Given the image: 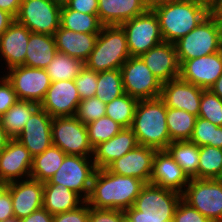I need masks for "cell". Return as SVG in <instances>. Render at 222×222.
<instances>
[{
  "label": "cell",
  "mask_w": 222,
  "mask_h": 222,
  "mask_svg": "<svg viewBox=\"0 0 222 222\" xmlns=\"http://www.w3.org/2000/svg\"><path fill=\"white\" fill-rule=\"evenodd\" d=\"M106 103L98 97L81 100L75 116L85 125L106 116Z\"/></svg>",
  "instance_id": "obj_41"
},
{
  "label": "cell",
  "mask_w": 222,
  "mask_h": 222,
  "mask_svg": "<svg viewBox=\"0 0 222 222\" xmlns=\"http://www.w3.org/2000/svg\"><path fill=\"white\" fill-rule=\"evenodd\" d=\"M211 15H222V0H219L212 8H210Z\"/></svg>",
  "instance_id": "obj_55"
},
{
  "label": "cell",
  "mask_w": 222,
  "mask_h": 222,
  "mask_svg": "<svg viewBox=\"0 0 222 222\" xmlns=\"http://www.w3.org/2000/svg\"><path fill=\"white\" fill-rule=\"evenodd\" d=\"M181 199L177 191L148 183L124 213L130 222H172Z\"/></svg>",
  "instance_id": "obj_4"
},
{
  "label": "cell",
  "mask_w": 222,
  "mask_h": 222,
  "mask_svg": "<svg viewBox=\"0 0 222 222\" xmlns=\"http://www.w3.org/2000/svg\"><path fill=\"white\" fill-rule=\"evenodd\" d=\"M130 128L139 145L166 150L172 142L166 124V106L160 97L138 101Z\"/></svg>",
  "instance_id": "obj_3"
},
{
  "label": "cell",
  "mask_w": 222,
  "mask_h": 222,
  "mask_svg": "<svg viewBox=\"0 0 222 222\" xmlns=\"http://www.w3.org/2000/svg\"><path fill=\"white\" fill-rule=\"evenodd\" d=\"M130 57L123 28L120 25L103 26L84 64L99 73L120 69Z\"/></svg>",
  "instance_id": "obj_5"
},
{
  "label": "cell",
  "mask_w": 222,
  "mask_h": 222,
  "mask_svg": "<svg viewBox=\"0 0 222 222\" xmlns=\"http://www.w3.org/2000/svg\"><path fill=\"white\" fill-rule=\"evenodd\" d=\"M11 138L8 136V134L5 132L1 121H0V152L5 148L7 143L9 142Z\"/></svg>",
  "instance_id": "obj_53"
},
{
  "label": "cell",
  "mask_w": 222,
  "mask_h": 222,
  "mask_svg": "<svg viewBox=\"0 0 222 222\" xmlns=\"http://www.w3.org/2000/svg\"><path fill=\"white\" fill-rule=\"evenodd\" d=\"M165 42L175 43L210 14V9L195 0H174L153 9Z\"/></svg>",
  "instance_id": "obj_2"
},
{
  "label": "cell",
  "mask_w": 222,
  "mask_h": 222,
  "mask_svg": "<svg viewBox=\"0 0 222 222\" xmlns=\"http://www.w3.org/2000/svg\"><path fill=\"white\" fill-rule=\"evenodd\" d=\"M89 204L85 201L77 209L58 213L53 216V222H88Z\"/></svg>",
  "instance_id": "obj_46"
},
{
  "label": "cell",
  "mask_w": 222,
  "mask_h": 222,
  "mask_svg": "<svg viewBox=\"0 0 222 222\" xmlns=\"http://www.w3.org/2000/svg\"><path fill=\"white\" fill-rule=\"evenodd\" d=\"M172 222H211L203 216L198 210L191 207L183 199L180 200L173 217Z\"/></svg>",
  "instance_id": "obj_43"
},
{
  "label": "cell",
  "mask_w": 222,
  "mask_h": 222,
  "mask_svg": "<svg viewBox=\"0 0 222 222\" xmlns=\"http://www.w3.org/2000/svg\"><path fill=\"white\" fill-rule=\"evenodd\" d=\"M81 98L74 80L51 83L40 107L51 117L75 116Z\"/></svg>",
  "instance_id": "obj_16"
},
{
  "label": "cell",
  "mask_w": 222,
  "mask_h": 222,
  "mask_svg": "<svg viewBox=\"0 0 222 222\" xmlns=\"http://www.w3.org/2000/svg\"><path fill=\"white\" fill-rule=\"evenodd\" d=\"M173 159L180 165L187 176L198 179L199 146L191 142L173 141L167 149Z\"/></svg>",
  "instance_id": "obj_31"
},
{
  "label": "cell",
  "mask_w": 222,
  "mask_h": 222,
  "mask_svg": "<svg viewBox=\"0 0 222 222\" xmlns=\"http://www.w3.org/2000/svg\"><path fill=\"white\" fill-rule=\"evenodd\" d=\"M2 222H21V221H20V219H18L16 217H13V218L7 219V220L2 221Z\"/></svg>",
  "instance_id": "obj_60"
},
{
  "label": "cell",
  "mask_w": 222,
  "mask_h": 222,
  "mask_svg": "<svg viewBox=\"0 0 222 222\" xmlns=\"http://www.w3.org/2000/svg\"><path fill=\"white\" fill-rule=\"evenodd\" d=\"M120 26L125 32L130 56H140L164 41L153 9H147Z\"/></svg>",
  "instance_id": "obj_10"
},
{
  "label": "cell",
  "mask_w": 222,
  "mask_h": 222,
  "mask_svg": "<svg viewBox=\"0 0 222 222\" xmlns=\"http://www.w3.org/2000/svg\"><path fill=\"white\" fill-rule=\"evenodd\" d=\"M15 21V18L8 12L0 9V36Z\"/></svg>",
  "instance_id": "obj_51"
},
{
  "label": "cell",
  "mask_w": 222,
  "mask_h": 222,
  "mask_svg": "<svg viewBox=\"0 0 222 222\" xmlns=\"http://www.w3.org/2000/svg\"><path fill=\"white\" fill-rule=\"evenodd\" d=\"M96 88L95 97L100 98L106 104L124 94L120 69L97 73Z\"/></svg>",
  "instance_id": "obj_37"
},
{
  "label": "cell",
  "mask_w": 222,
  "mask_h": 222,
  "mask_svg": "<svg viewBox=\"0 0 222 222\" xmlns=\"http://www.w3.org/2000/svg\"><path fill=\"white\" fill-rule=\"evenodd\" d=\"M14 217L25 218L43 208V182L28 178L9 183Z\"/></svg>",
  "instance_id": "obj_21"
},
{
  "label": "cell",
  "mask_w": 222,
  "mask_h": 222,
  "mask_svg": "<svg viewBox=\"0 0 222 222\" xmlns=\"http://www.w3.org/2000/svg\"><path fill=\"white\" fill-rule=\"evenodd\" d=\"M84 202L76 192L62 184H43V208L52 215L75 210Z\"/></svg>",
  "instance_id": "obj_27"
},
{
  "label": "cell",
  "mask_w": 222,
  "mask_h": 222,
  "mask_svg": "<svg viewBox=\"0 0 222 222\" xmlns=\"http://www.w3.org/2000/svg\"><path fill=\"white\" fill-rule=\"evenodd\" d=\"M84 66L85 64L82 60L57 52L45 70L51 81L55 82L74 80Z\"/></svg>",
  "instance_id": "obj_34"
},
{
  "label": "cell",
  "mask_w": 222,
  "mask_h": 222,
  "mask_svg": "<svg viewBox=\"0 0 222 222\" xmlns=\"http://www.w3.org/2000/svg\"><path fill=\"white\" fill-rule=\"evenodd\" d=\"M218 53H219V55L221 57V60H222V39H221L220 44H219Z\"/></svg>",
  "instance_id": "obj_61"
},
{
  "label": "cell",
  "mask_w": 222,
  "mask_h": 222,
  "mask_svg": "<svg viewBox=\"0 0 222 222\" xmlns=\"http://www.w3.org/2000/svg\"><path fill=\"white\" fill-rule=\"evenodd\" d=\"M52 117L39 107L28 119L23 130L16 138L34 157L43 153L53 145L52 143Z\"/></svg>",
  "instance_id": "obj_17"
},
{
  "label": "cell",
  "mask_w": 222,
  "mask_h": 222,
  "mask_svg": "<svg viewBox=\"0 0 222 222\" xmlns=\"http://www.w3.org/2000/svg\"><path fill=\"white\" fill-rule=\"evenodd\" d=\"M197 116L185 110L166 107V124L171 141L190 140Z\"/></svg>",
  "instance_id": "obj_33"
},
{
  "label": "cell",
  "mask_w": 222,
  "mask_h": 222,
  "mask_svg": "<svg viewBox=\"0 0 222 222\" xmlns=\"http://www.w3.org/2000/svg\"><path fill=\"white\" fill-rule=\"evenodd\" d=\"M198 117L222 126V99L209 89L203 90Z\"/></svg>",
  "instance_id": "obj_40"
},
{
  "label": "cell",
  "mask_w": 222,
  "mask_h": 222,
  "mask_svg": "<svg viewBox=\"0 0 222 222\" xmlns=\"http://www.w3.org/2000/svg\"><path fill=\"white\" fill-rule=\"evenodd\" d=\"M66 154L54 145L33 157L30 178L40 182L48 181L62 165Z\"/></svg>",
  "instance_id": "obj_30"
},
{
  "label": "cell",
  "mask_w": 222,
  "mask_h": 222,
  "mask_svg": "<svg viewBox=\"0 0 222 222\" xmlns=\"http://www.w3.org/2000/svg\"><path fill=\"white\" fill-rule=\"evenodd\" d=\"M31 33L26 26L15 20L0 36V58H3L6 70L24 65Z\"/></svg>",
  "instance_id": "obj_23"
},
{
  "label": "cell",
  "mask_w": 222,
  "mask_h": 222,
  "mask_svg": "<svg viewBox=\"0 0 222 222\" xmlns=\"http://www.w3.org/2000/svg\"><path fill=\"white\" fill-rule=\"evenodd\" d=\"M138 145L136 135L132 129L130 127L123 128L108 141L99 143L94 147L92 159L97 169H103Z\"/></svg>",
  "instance_id": "obj_24"
},
{
  "label": "cell",
  "mask_w": 222,
  "mask_h": 222,
  "mask_svg": "<svg viewBox=\"0 0 222 222\" xmlns=\"http://www.w3.org/2000/svg\"><path fill=\"white\" fill-rule=\"evenodd\" d=\"M9 183L0 180V197L8 190Z\"/></svg>",
  "instance_id": "obj_57"
},
{
  "label": "cell",
  "mask_w": 222,
  "mask_h": 222,
  "mask_svg": "<svg viewBox=\"0 0 222 222\" xmlns=\"http://www.w3.org/2000/svg\"><path fill=\"white\" fill-rule=\"evenodd\" d=\"M40 107L34 101L18 100L0 117L1 124L11 139H16L31 115Z\"/></svg>",
  "instance_id": "obj_29"
},
{
  "label": "cell",
  "mask_w": 222,
  "mask_h": 222,
  "mask_svg": "<svg viewBox=\"0 0 222 222\" xmlns=\"http://www.w3.org/2000/svg\"><path fill=\"white\" fill-rule=\"evenodd\" d=\"M86 127L88 140L93 148L99 143L108 141L123 129L121 125L108 116H103L96 121L87 124Z\"/></svg>",
  "instance_id": "obj_39"
},
{
  "label": "cell",
  "mask_w": 222,
  "mask_h": 222,
  "mask_svg": "<svg viewBox=\"0 0 222 222\" xmlns=\"http://www.w3.org/2000/svg\"><path fill=\"white\" fill-rule=\"evenodd\" d=\"M57 52L85 62L94 49L98 34L74 32L61 26L54 34Z\"/></svg>",
  "instance_id": "obj_26"
},
{
  "label": "cell",
  "mask_w": 222,
  "mask_h": 222,
  "mask_svg": "<svg viewBox=\"0 0 222 222\" xmlns=\"http://www.w3.org/2000/svg\"><path fill=\"white\" fill-rule=\"evenodd\" d=\"M6 73L3 76L12 84L19 100L40 104L52 83L46 70L41 68L22 65L10 68Z\"/></svg>",
  "instance_id": "obj_13"
},
{
  "label": "cell",
  "mask_w": 222,
  "mask_h": 222,
  "mask_svg": "<svg viewBox=\"0 0 222 222\" xmlns=\"http://www.w3.org/2000/svg\"><path fill=\"white\" fill-rule=\"evenodd\" d=\"M52 1H54L55 3L63 6V5H65L69 0H52Z\"/></svg>",
  "instance_id": "obj_59"
},
{
  "label": "cell",
  "mask_w": 222,
  "mask_h": 222,
  "mask_svg": "<svg viewBox=\"0 0 222 222\" xmlns=\"http://www.w3.org/2000/svg\"><path fill=\"white\" fill-rule=\"evenodd\" d=\"M222 75V60L218 52L186 60L180 65L179 77L204 90L216 82Z\"/></svg>",
  "instance_id": "obj_19"
},
{
  "label": "cell",
  "mask_w": 222,
  "mask_h": 222,
  "mask_svg": "<svg viewBox=\"0 0 222 222\" xmlns=\"http://www.w3.org/2000/svg\"><path fill=\"white\" fill-rule=\"evenodd\" d=\"M65 6L86 14H97L98 0H69Z\"/></svg>",
  "instance_id": "obj_47"
},
{
  "label": "cell",
  "mask_w": 222,
  "mask_h": 222,
  "mask_svg": "<svg viewBox=\"0 0 222 222\" xmlns=\"http://www.w3.org/2000/svg\"><path fill=\"white\" fill-rule=\"evenodd\" d=\"M198 179H222V149L199 147Z\"/></svg>",
  "instance_id": "obj_35"
},
{
  "label": "cell",
  "mask_w": 222,
  "mask_h": 222,
  "mask_svg": "<svg viewBox=\"0 0 222 222\" xmlns=\"http://www.w3.org/2000/svg\"><path fill=\"white\" fill-rule=\"evenodd\" d=\"M53 216L46 209L41 208L29 216L20 219L21 222H53Z\"/></svg>",
  "instance_id": "obj_49"
},
{
  "label": "cell",
  "mask_w": 222,
  "mask_h": 222,
  "mask_svg": "<svg viewBox=\"0 0 222 222\" xmlns=\"http://www.w3.org/2000/svg\"><path fill=\"white\" fill-rule=\"evenodd\" d=\"M219 0H200V3L206 5L209 9L212 8Z\"/></svg>",
  "instance_id": "obj_58"
},
{
  "label": "cell",
  "mask_w": 222,
  "mask_h": 222,
  "mask_svg": "<svg viewBox=\"0 0 222 222\" xmlns=\"http://www.w3.org/2000/svg\"><path fill=\"white\" fill-rule=\"evenodd\" d=\"M13 217H14V212H13V207H12L11 195H10V191L7 190L0 197V222L13 218Z\"/></svg>",
  "instance_id": "obj_48"
},
{
  "label": "cell",
  "mask_w": 222,
  "mask_h": 222,
  "mask_svg": "<svg viewBox=\"0 0 222 222\" xmlns=\"http://www.w3.org/2000/svg\"><path fill=\"white\" fill-rule=\"evenodd\" d=\"M190 178L167 150H157L149 183L183 193Z\"/></svg>",
  "instance_id": "obj_20"
},
{
  "label": "cell",
  "mask_w": 222,
  "mask_h": 222,
  "mask_svg": "<svg viewBox=\"0 0 222 222\" xmlns=\"http://www.w3.org/2000/svg\"><path fill=\"white\" fill-rule=\"evenodd\" d=\"M81 100L95 97L97 90V72L84 66L74 79Z\"/></svg>",
  "instance_id": "obj_42"
},
{
  "label": "cell",
  "mask_w": 222,
  "mask_h": 222,
  "mask_svg": "<svg viewBox=\"0 0 222 222\" xmlns=\"http://www.w3.org/2000/svg\"><path fill=\"white\" fill-rule=\"evenodd\" d=\"M33 156L17 139H10L0 152V180L11 183L30 178Z\"/></svg>",
  "instance_id": "obj_14"
},
{
  "label": "cell",
  "mask_w": 222,
  "mask_h": 222,
  "mask_svg": "<svg viewBox=\"0 0 222 222\" xmlns=\"http://www.w3.org/2000/svg\"><path fill=\"white\" fill-rule=\"evenodd\" d=\"M209 90L222 99V75L216 80Z\"/></svg>",
  "instance_id": "obj_52"
},
{
  "label": "cell",
  "mask_w": 222,
  "mask_h": 222,
  "mask_svg": "<svg viewBox=\"0 0 222 222\" xmlns=\"http://www.w3.org/2000/svg\"><path fill=\"white\" fill-rule=\"evenodd\" d=\"M52 143L66 155L93 156L87 127L76 116L52 117Z\"/></svg>",
  "instance_id": "obj_9"
},
{
  "label": "cell",
  "mask_w": 222,
  "mask_h": 222,
  "mask_svg": "<svg viewBox=\"0 0 222 222\" xmlns=\"http://www.w3.org/2000/svg\"><path fill=\"white\" fill-rule=\"evenodd\" d=\"M12 84L4 76L0 77V117L18 101Z\"/></svg>",
  "instance_id": "obj_45"
},
{
  "label": "cell",
  "mask_w": 222,
  "mask_h": 222,
  "mask_svg": "<svg viewBox=\"0 0 222 222\" xmlns=\"http://www.w3.org/2000/svg\"><path fill=\"white\" fill-rule=\"evenodd\" d=\"M124 92L139 100L158 98L162 83L139 56H131L120 68Z\"/></svg>",
  "instance_id": "obj_11"
},
{
  "label": "cell",
  "mask_w": 222,
  "mask_h": 222,
  "mask_svg": "<svg viewBox=\"0 0 222 222\" xmlns=\"http://www.w3.org/2000/svg\"><path fill=\"white\" fill-rule=\"evenodd\" d=\"M144 185L138 178L111 173L106 168L97 169L86 202L98 209L124 211L134 205Z\"/></svg>",
  "instance_id": "obj_1"
},
{
  "label": "cell",
  "mask_w": 222,
  "mask_h": 222,
  "mask_svg": "<svg viewBox=\"0 0 222 222\" xmlns=\"http://www.w3.org/2000/svg\"><path fill=\"white\" fill-rule=\"evenodd\" d=\"M139 57L161 83L180 75V64L174 43L163 41Z\"/></svg>",
  "instance_id": "obj_22"
},
{
  "label": "cell",
  "mask_w": 222,
  "mask_h": 222,
  "mask_svg": "<svg viewBox=\"0 0 222 222\" xmlns=\"http://www.w3.org/2000/svg\"><path fill=\"white\" fill-rule=\"evenodd\" d=\"M220 41L217 23L209 14L196 28L174 43L179 64L218 52Z\"/></svg>",
  "instance_id": "obj_6"
},
{
  "label": "cell",
  "mask_w": 222,
  "mask_h": 222,
  "mask_svg": "<svg viewBox=\"0 0 222 222\" xmlns=\"http://www.w3.org/2000/svg\"><path fill=\"white\" fill-rule=\"evenodd\" d=\"M143 0H98V18L103 26L121 25L144 13Z\"/></svg>",
  "instance_id": "obj_25"
},
{
  "label": "cell",
  "mask_w": 222,
  "mask_h": 222,
  "mask_svg": "<svg viewBox=\"0 0 222 222\" xmlns=\"http://www.w3.org/2000/svg\"><path fill=\"white\" fill-rule=\"evenodd\" d=\"M156 151L152 147L138 145L122 157L115 159L106 169L118 175L138 178L148 184Z\"/></svg>",
  "instance_id": "obj_15"
},
{
  "label": "cell",
  "mask_w": 222,
  "mask_h": 222,
  "mask_svg": "<svg viewBox=\"0 0 222 222\" xmlns=\"http://www.w3.org/2000/svg\"><path fill=\"white\" fill-rule=\"evenodd\" d=\"M22 0H0V9L17 17Z\"/></svg>",
  "instance_id": "obj_50"
},
{
  "label": "cell",
  "mask_w": 222,
  "mask_h": 222,
  "mask_svg": "<svg viewBox=\"0 0 222 222\" xmlns=\"http://www.w3.org/2000/svg\"><path fill=\"white\" fill-rule=\"evenodd\" d=\"M96 170L92 157L66 155L57 172L43 184H62L86 201Z\"/></svg>",
  "instance_id": "obj_8"
},
{
  "label": "cell",
  "mask_w": 222,
  "mask_h": 222,
  "mask_svg": "<svg viewBox=\"0 0 222 222\" xmlns=\"http://www.w3.org/2000/svg\"><path fill=\"white\" fill-rule=\"evenodd\" d=\"M182 199L211 222H222V179L191 178Z\"/></svg>",
  "instance_id": "obj_7"
},
{
  "label": "cell",
  "mask_w": 222,
  "mask_h": 222,
  "mask_svg": "<svg viewBox=\"0 0 222 222\" xmlns=\"http://www.w3.org/2000/svg\"><path fill=\"white\" fill-rule=\"evenodd\" d=\"M61 7L52 0H22L15 20L32 33L54 36L60 27Z\"/></svg>",
  "instance_id": "obj_12"
},
{
  "label": "cell",
  "mask_w": 222,
  "mask_h": 222,
  "mask_svg": "<svg viewBox=\"0 0 222 222\" xmlns=\"http://www.w3.org/2000/svg\"><path fill=\"white\" fill-rule=\"evenodd\" d=\"M203 90L178 77L162 83L160 98L166 107L185 110L198 117Z\"/></svg>",
  "instance_id": "obj_18"
},
{
  "label": "cell",
  "mask_w": 222,
  "mask_h": 222,
  "mask_svg": "<svg viewBox=\"0 0 222 222\" xmlns=\"http://www.w3.org/2000/svg\"><path fill=\"white\" fill-rule=\"evenodd\" d=\"M212 17L215 19L217 23L220 38L222 39V15H212Z\"/></svg>",
  "instance_id": "obj_56"
},
{
  "label": "cell",
  "mask_w": 222,
  "mask_h": 222,
  "mask_svg": "<svg viewBox=\"0 0 222 222\" xmlns=\"http://www.w3.org/2000/svg\"><path fill=\"white\" fill-rule=\"evenodd\" d=\"M60 26L74 32L99 34L103 24L100 22L98 14L82 13L68 9L63 5L61 7Z\"/></svg>",
  "instance_id": "obj_32"
},
{
  "label": "cell",
  "mask_w": 222,
  "mask_h": 222,
  "mask_svg": "<svg viewBox=\"0 0 222 222\" xmlns=\"http://www.w3.org/2000/svg\"><path fill=\"white\" fill-rule=\"evenodd\" d=\"M137 103V99L124 93L106 104V116L110 117L123 128H129L133 122Z\"/></svg>",
  "instance_id": "obj_36"
},
{
  "label": "cell",
  "mask_w": 222,
  "mask_h": 222,
  "mask_svg": "<svg viewBox=\"0 0 222 222\" xmlns=\"http://www.w3.org/2000/svg\"><path fill=\"white\" fill-rule=\"evenodd\" d=\"M190 141L199 147L209 145L222 149V126L197 117Z\"/></svg>",
  "instance_id": "obj_38"
},
{
  "label": "cell",
  "mask_w": 222,
  "mask_h": 222,
  "mask_svg": "<svg viewBox=\"0 0 222 222\" xmlns=\"http://www.w3.org/2000/svg\"><path fill=\"white\" fill-rule=\"evenodd\" d=\"M148 9H154L157 6L167 4L174 0H143Z\"/></svg>",
  "instance_id": "obj_54"
},
{
  "label": "cell",
  "mask_w": 222,
  "mask_h": 222,
  "mask_svg": "<svg viewBox=\"0 0 222 222\" xmlns=\"http://www.w3.org/2000/svg\"><path fill=\"white\" fill-rule=\"evenodd\" d=\"M57 53L55 37L49 34L31 33L24 65L45 69Z\"/></svg>",
  "instance_id": "obj_28"
},
{
  "label": "cell",
  "mask_w": 222,
  "mask_h": 222,
  "mask_svg": "<svg viewBox=\"0 0 222 222\" xmlns=\"http://www.w3.org/2000/svg\"><path fill=\"white\" fill-rule=\"evenodd\" d=\"M126 216L119 209H98L90 207L88 222H125Z\"/></svg>",
  "instance_id": "obj_44"
}]
</instances>
